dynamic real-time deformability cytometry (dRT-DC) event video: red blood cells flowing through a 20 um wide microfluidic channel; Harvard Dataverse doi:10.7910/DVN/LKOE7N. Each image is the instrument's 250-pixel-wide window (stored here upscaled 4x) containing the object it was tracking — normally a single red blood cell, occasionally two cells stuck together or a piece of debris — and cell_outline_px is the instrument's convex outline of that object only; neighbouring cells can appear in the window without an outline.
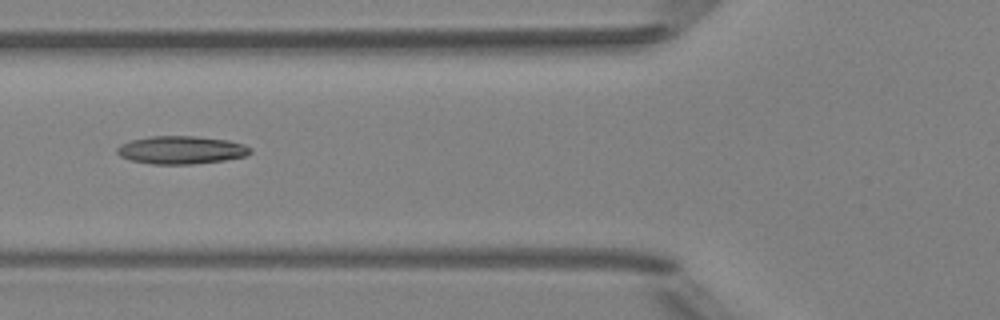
{"species": "Egyptian fruit bat (a non-hibernating species)", "species_latin": "Rousettus aegyptiacus", "temperature_condition": "room temperature", "stored_images_in_passage": 4, "camera_frame_rate_fps": 3000, "um_per_image_px": 0.085, "animal": {"sex": "female"}, "frame": {"image": 1, "passage_image": 4, "time_ms": 3.333, "image_size_px": [1000, 320], "cell_outline_px": [[252, 152], [244, 156], [224, 160], [192, 164], [152, 164], [132, 160], [120, 156], [116, 152], [116, 148], [120, 144], [132, 140], [152, 136], [196, 136], [228, 140], [244, 144], [252, 148]], "centroid_in_image_um": [15.41, 12.74], "position_along_channel_um": 110.4, "area_um2": 21.68}}